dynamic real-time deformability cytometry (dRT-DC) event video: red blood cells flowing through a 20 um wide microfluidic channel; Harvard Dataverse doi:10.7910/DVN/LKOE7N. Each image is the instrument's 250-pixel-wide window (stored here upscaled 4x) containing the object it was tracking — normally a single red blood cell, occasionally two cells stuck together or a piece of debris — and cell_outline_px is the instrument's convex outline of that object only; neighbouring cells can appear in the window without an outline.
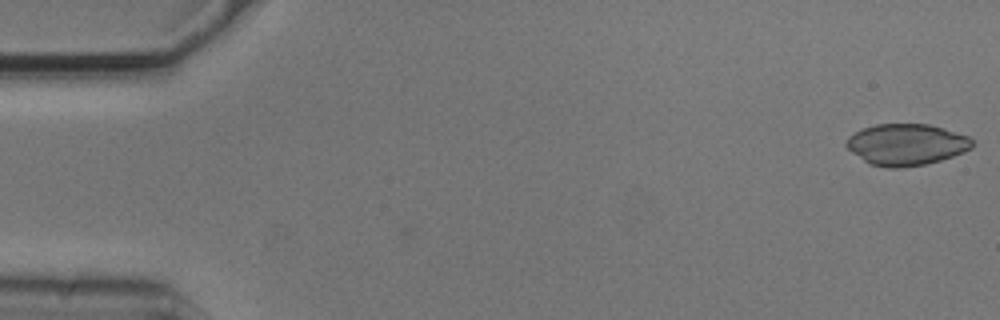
{"species": "common noctule bat (a hibernating species)", "species_latin": "Nyctalus noctula", "temperature_condition": "cold", "stored_images_in_passage": 49, "camera_frame_rate_fps": 3000, "um_per_image_px": 0.085, "animal": {"sex": "male", "body_mass_g": 20.5, "forearm_length_mm": 52.5}, "frame": {"image": 1, "passage_image": 1, "time_ms": 0.0, "image_size_px": [1000, 320], "cell_outline_px": [[976, 144], [972, 148], [964, 152], [940, 160], [924, 164], [900, 168], [888, 168], [868, 164], [852, 152], [844, 144], [848, 136], [864, 128], [876, 124], [928, 124], [944, 128], [968, 136]], "centroid_in_image_um": [77.04, 12.29], "position_along_channel_um": 8.0, "area_um2": 30.46}}
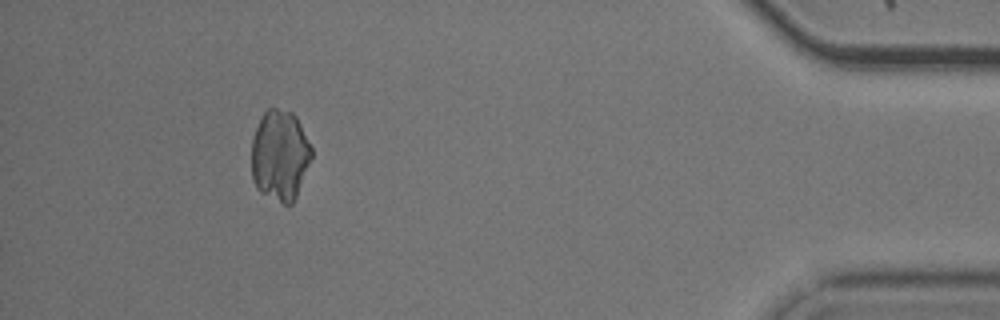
{"frame": {"image": 2, "passage_image": 49, "time_ms": 16.0, "image_size_px": [1000, 320], "cell_outline_px": [[312, 156], [296, 196], [292, 204], [284, 204], [260, 192], [256, 188], [252, 180], [252, 140], [256, 128], [264, 112], [268, 108], [276, 108], [292, 112], [296, 116], [312, 148]], "centroid_in_image_um": [23.78, 13.2], "position_along_channel_um": 411.4, "area_um2": 31.56}}